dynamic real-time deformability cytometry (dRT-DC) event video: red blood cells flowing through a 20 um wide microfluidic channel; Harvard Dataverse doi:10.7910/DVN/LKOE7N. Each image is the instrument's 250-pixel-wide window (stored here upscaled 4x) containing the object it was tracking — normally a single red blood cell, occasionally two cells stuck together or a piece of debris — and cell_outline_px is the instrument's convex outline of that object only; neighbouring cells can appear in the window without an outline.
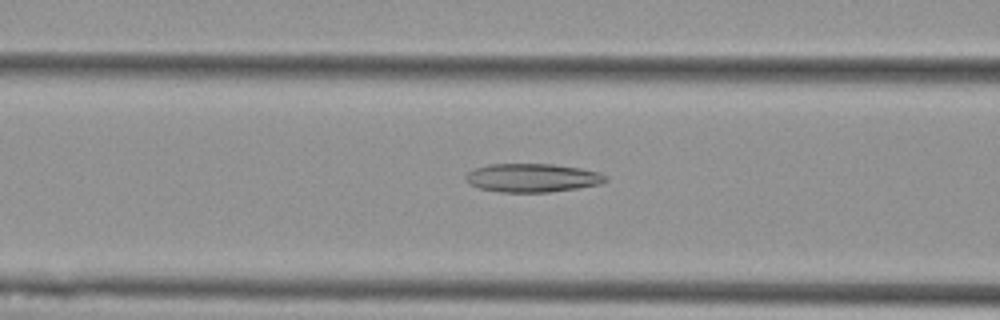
{"species": "Egyptian fruit bat (a non-hibernating species)", "species_latin": "Rousettus aegyptiacus", "temperature_condition": "cold", "stored_images_in_passage": 8, "camera_frame_rate_fps": 3000, "um_per_image_px": 0.085, "animal": {"sex": "female"}, "frame": {"image": 1, "passage_image": 6, "time_ms": 1.667, "image_size_px": [1000, 320], "cell_outline_px": [[608, 180], [600, 184], [576, 188], [548, 192], [496, 192], [480, 188], [468, 184], [464, 180], [464, 176], [468, 172], [476, 168], [488, 164], [556, 164], [580, 168], [600, 172]], "centroid_in_image_um": [45.2, 15.11], "position_along_channel_um": 121.4, "area_um2": 23.35}}